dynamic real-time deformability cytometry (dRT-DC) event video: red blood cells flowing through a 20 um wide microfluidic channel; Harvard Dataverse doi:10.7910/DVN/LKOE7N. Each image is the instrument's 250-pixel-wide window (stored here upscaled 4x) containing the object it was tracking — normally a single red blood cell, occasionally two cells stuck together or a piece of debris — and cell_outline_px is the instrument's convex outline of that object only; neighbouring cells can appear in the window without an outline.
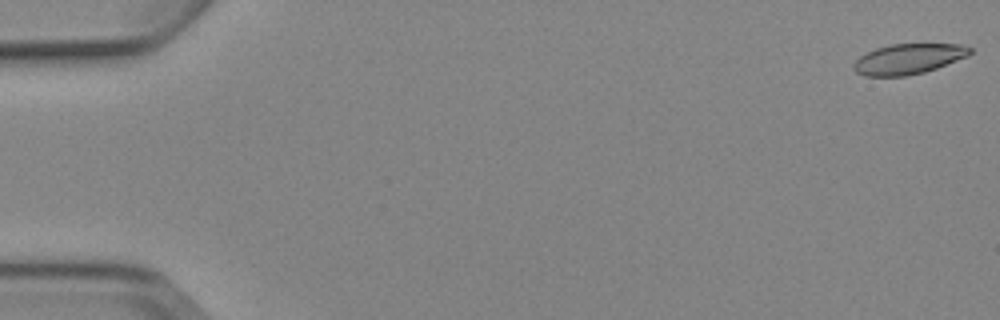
{"species": "Egyptian fruit bat (a non-hibernating species)", "species_latin": "Rousettus aegyptiacus", "temperature_condition": "cold", "stored_images_in_passage": 5, "camera_frame_rate_fps": 3000, "um_per_image_px": 0.085, "animal": {"sex": "female"}, "frame": {"image": 1, "passage_image": 1, "time_ms": 0.0, "image_size_px": [1000, 320], "cell_outline_px": [[972, 52], [968, 56], [936, 68], [924, 72], [904, 76], [864, 76], [856, 72], [852, 68], [852, 64], [860, 56], [876, 48], [888, 44], [960, 44], [972, 48]], "centroid_in_image_um": [77.19, 5.01], "position_along_channel_um": 7.8, "area_um2": 20.58}}
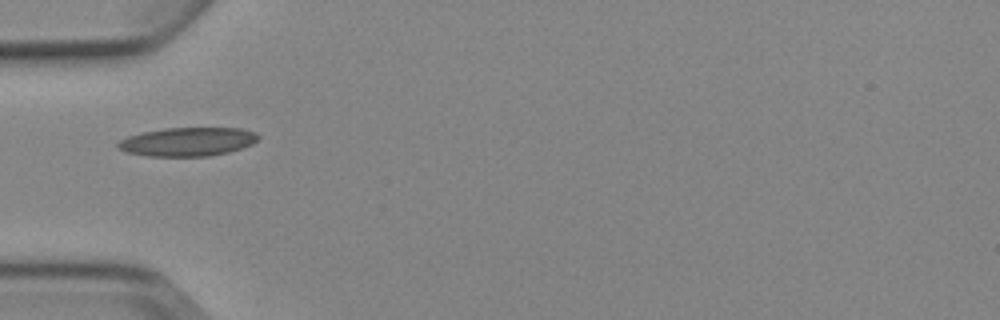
{"frame": {"image": 2, "passage_image": 5, "time_ms": 5.667, "image_size_px": [1000, 320], "cell_outline_px": [[260, 136], [252, 144], [228, 152], [208, 156], [148, 156], [128, 152], [116, 148], [116, 144], [120, 140], [128, 136], [144, 132], [164, 128], [240, 128], [256, 132]], "centroid_in_image_um": [15.94, 12.04], "position_along_channel_um": 69.1, "area_um2": 23.35}}